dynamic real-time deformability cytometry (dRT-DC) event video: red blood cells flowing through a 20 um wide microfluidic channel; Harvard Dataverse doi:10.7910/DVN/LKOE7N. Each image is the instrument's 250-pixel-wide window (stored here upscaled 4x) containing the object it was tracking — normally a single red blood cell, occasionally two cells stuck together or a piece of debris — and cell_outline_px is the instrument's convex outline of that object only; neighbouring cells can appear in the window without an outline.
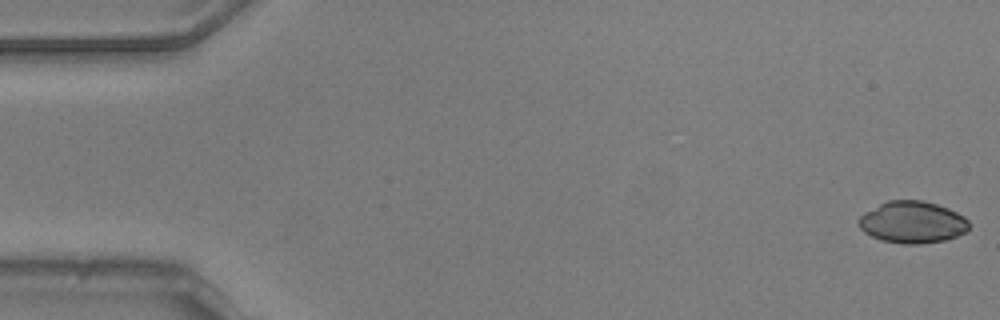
{"species": "common noctule bat (a hibernating species)", "species_latin": "Nyctalus noctula", "temperature_condition": "warm", "stored_images_in_passage": 6, "camera_frame_rate_fps": 3000, "um_per_image_px": 0.085, "animal": {"sex": "male", "body_mass_g": 20.5, "forearm_length_mm": 52.5}, "frame": {"image": 1, "passage_image": 1, "time_ms": 0.0, "image_size_px": [1000, 320], "cell_outline_px": [[968, 228], [964, 232], [956, 236], [944, 240], [920, 244], [904, 244], [880, 240], [864, 232], [860, 228], [856, 220], [864, 212], [888, 200], [924, 200], [948, 208], [964, 216], [968, 220]], "centroid_in_image_um": [77.52, 18.88], "position_along_channel_um": 7.5, "area_um2": 26.93}}